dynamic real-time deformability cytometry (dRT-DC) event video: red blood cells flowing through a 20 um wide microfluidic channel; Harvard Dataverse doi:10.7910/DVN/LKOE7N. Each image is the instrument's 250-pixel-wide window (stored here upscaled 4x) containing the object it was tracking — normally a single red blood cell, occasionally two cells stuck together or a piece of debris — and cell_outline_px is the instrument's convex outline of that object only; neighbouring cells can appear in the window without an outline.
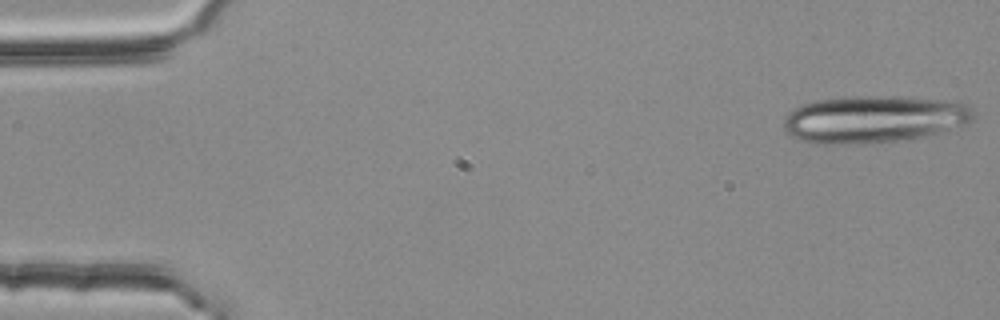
{"species": "common noctule bat (a hibernating species)", "species_latin": "Nyctalus noctula", "temperature_condition": "room temperature", "stored_images_in_passage": 19, "camera_frame_rate_fps": 3000, "um_per_image_px": 0.085, "animal": {"sex": "female", "body_mass_g": 25.1}, "frame": {"image": 1, "passage_image": 1, "time_ms": 0.0, "image_size_px": [1000, 320], "cell_outline_px": [[972, 120], [964, 124], [924, 136], [908, 140], [852, 144], [812, 144], [800, 140], [792, 136], [784, 128], [784, 116], [788, 112], [804, 104], [820, 100], [856, 96], [892, 96], [956, 100], [972, 108]], "centroid_in_image_um": [74.26, 10.13], "position_along_channel_um": 10.7, "area_um2": 52.19}}